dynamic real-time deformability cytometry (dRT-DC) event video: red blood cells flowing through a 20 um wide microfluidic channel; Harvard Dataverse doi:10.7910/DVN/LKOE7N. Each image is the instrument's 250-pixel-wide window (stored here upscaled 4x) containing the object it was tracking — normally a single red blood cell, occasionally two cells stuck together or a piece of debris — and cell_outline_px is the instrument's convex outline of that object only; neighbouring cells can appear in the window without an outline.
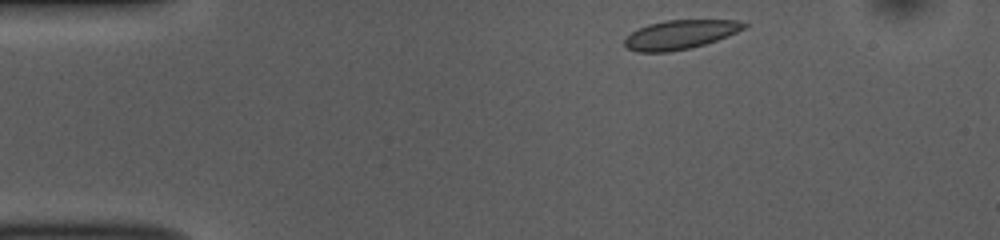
{"species": "common noctule bat (a hibernating species)", "species_latin": "Nyctalus noctula", "temperature_condition": "room temperature", "stored_images_in_passage": 46, "camera_frame_rate_fps": 3000, "um_per_image_px": 0.085, "animal": {"sex": "female", "body_mass_g": 10.0, "forearm_length_mm": 53.1}, "frame": {"image": 1, "passage_image": 1, "time_ms": 0.0, "image_size_px": [1000, 240], "cell_outline_px": [[748, 24], [744, 28], [728, 36], [704, 44], [688, 48], [668, 52], [636, 52], [628, 48], [624, 44], [624, 40], [632, 32], [648, 24], [664, 20], [736, 20]], "centroid_in_image_um": [57.79, 2.94], "position_along_channel_um": 27.2, "area_um2": 20.0}}
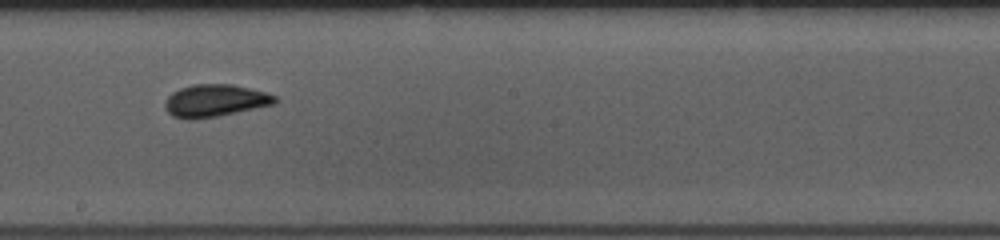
{"frame": {"image": 2, "passage_image": 22, "time_ms": 7.0, "image_size_px": [1000, 240], "cell_outline_px": [[280, 100], [276, 104], [216, 116], [188, 120], [172, 116], [164, 108], [164, 104], [168, 96], [172, 92], [180, 88], [192, 84], [232, 84], [264, 92], [276, 96]], "centroid_in_image_um": [18.27, 8.55], "position_along_channel_um": 229.9, "area_um2": 20.75}}
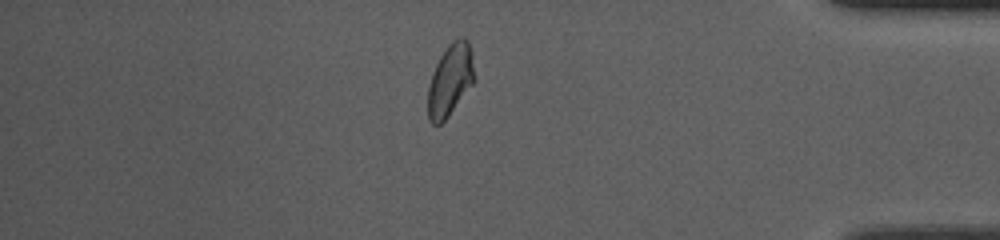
{"frame": {"image": 3, "passage_image": 38, "time_ms": 12.333, "image_size_px": [1000, 240], "cell_outline_px": [[472, 84], [448, 116], [440, 124], [432, 124], [428, 120], [428, 84], [432, 72], [440, 56], [448, 44], [452, 40], [464, 36], [468, 40], [472, 52]], "centroid_in_image_um": [38.23, 6.78], "position_along_channel_um": 397.0, "area_um2": 19.19}, "authors_computed_cell_mechanics": {"area_um2": 20.1144, "velocity_mm_per_s": 3.7455, "shape_relaxation_time_tau1_ms": 6.3181, "shape_relaxation_time_tau2_ms": 0.5511, "deformation_change_tau1": 0.1359, "deformation_change_tau2": 0.0401}}